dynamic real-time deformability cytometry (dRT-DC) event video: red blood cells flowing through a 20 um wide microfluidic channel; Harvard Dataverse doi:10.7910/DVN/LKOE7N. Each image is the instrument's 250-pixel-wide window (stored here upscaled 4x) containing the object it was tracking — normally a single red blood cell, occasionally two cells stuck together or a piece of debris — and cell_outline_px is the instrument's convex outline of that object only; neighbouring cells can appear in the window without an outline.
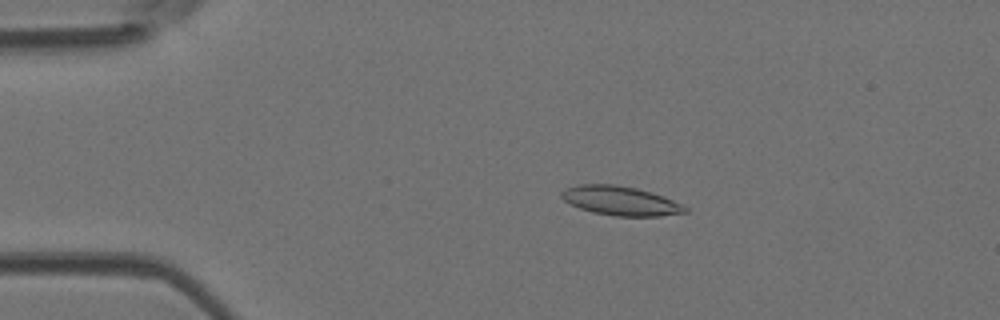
{"species": "Egyptian fruit bat (a non-hibernating species)", "species_latin": "Rousettus aegyptiacus", "temperature_condition": "room temperature", "stored_images_in_passage": 3, "camera_frame_rate_fps": 3000, "um_per_image_px": 0.085, "animal": {"sex": "female"}, "frame": {"image": 1, "passage_image": 3, "time_ms": 0.667, "image_size_px": [1000, 320], "cell_outline_px": [[688, 212], [660, 216], [616, 216], [592, 212], [580, 208], [564, 200], [560, 196], [560, 192], [568, 188], [580, 184], [616, 184], [636, 188], [664, 196], [688, 208]], "centroid_in_image_um": [52.75, 17.07], "position_along_channel_um": 32.3, "area_um2": 20.87}}